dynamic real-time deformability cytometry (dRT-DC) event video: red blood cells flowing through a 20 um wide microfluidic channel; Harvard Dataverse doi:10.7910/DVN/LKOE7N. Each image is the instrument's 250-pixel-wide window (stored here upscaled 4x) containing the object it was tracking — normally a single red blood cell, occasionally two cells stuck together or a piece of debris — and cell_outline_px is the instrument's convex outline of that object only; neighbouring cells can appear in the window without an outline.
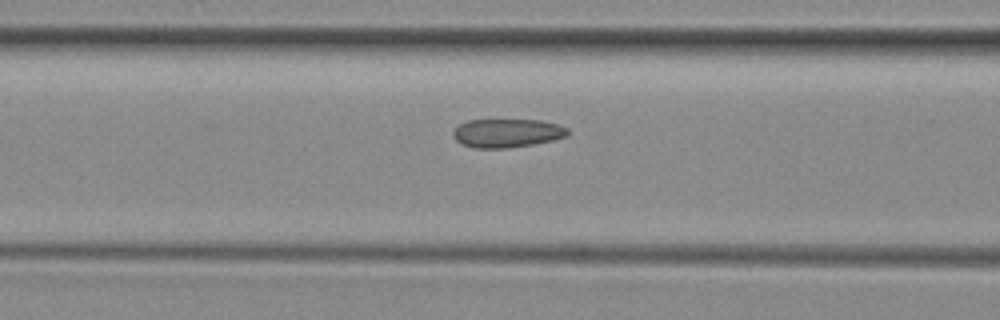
{"species": "common noctule bat (a hibernating species)", "species_latin": "Nyctalus noctula", "temperature_condition": "room temperature", "stored_images_in_passage": 14, "camera_frame_rate_fps": 3000, "um_per_image_px": 0.085, "animal": {"sex": "female", "body_mass_g": 29.2, "forearm_length_mm": 56.3}, "frame": {"image": 1, "passage_image": 12, "time_ms": 3.667, "image_size_px": [1000, 320], "cell_outline_px": [[568, 136], [552, 140], [532, 144], [508, 148], [476, 148], [464, 144], [456, 140], [452, 136], [452, 132], [460, 124], [468, 120], [540, 120], [560, 124], [568, 128]], "centroid_in_image_um": [43.12, 11.3], "position_along_channel_um": 123.5, "area_um2": 19.07}}